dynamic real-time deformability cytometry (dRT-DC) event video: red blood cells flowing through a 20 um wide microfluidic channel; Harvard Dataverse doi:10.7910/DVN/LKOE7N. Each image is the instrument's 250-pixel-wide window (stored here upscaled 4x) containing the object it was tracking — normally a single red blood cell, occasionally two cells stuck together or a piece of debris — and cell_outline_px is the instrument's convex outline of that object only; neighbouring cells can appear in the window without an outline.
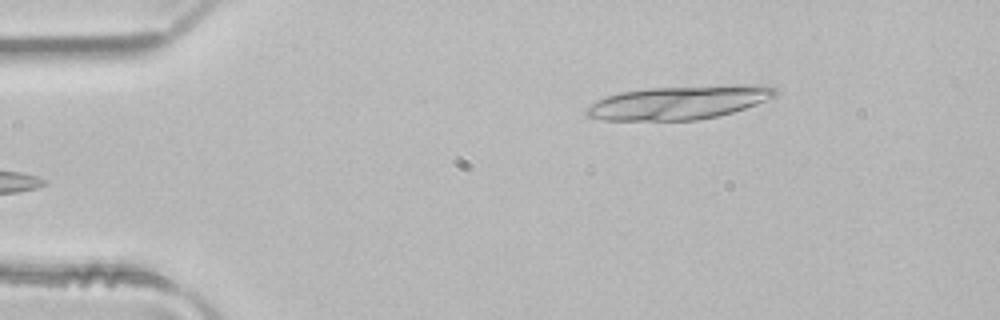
{"species": "common noctule bat (a hibernating species)", "species_latin": "Nyctalus noctula", "temperature_condition": "room temperature", "stored_images_in_passage": 5, "camera_frame_rate_fps": 3000, "um_per_image_px": 0.085, "animal": {"sex": "male", "body_mass_g": 21.5, "forearm_length_mm": 52.0}, "frame": {"image": 1, "passage_image": 5, "time_ms": 1.333, "image_size_px": [1000, 320], "cell_outline_px": [[780, 92], [776, 96], [756, 104], [732, 112], [716, 116], [696, 120], [600, 120], [588, 116], [584, 112], [584, 108], [596, 100], [620, 92], [648, 88], [736, 84], [764, 84], [776, 88]], "centroid_in_image_um": [57.73, 8.7], "position_along_channel_um": 27.3, "area_um2": 37.28}}